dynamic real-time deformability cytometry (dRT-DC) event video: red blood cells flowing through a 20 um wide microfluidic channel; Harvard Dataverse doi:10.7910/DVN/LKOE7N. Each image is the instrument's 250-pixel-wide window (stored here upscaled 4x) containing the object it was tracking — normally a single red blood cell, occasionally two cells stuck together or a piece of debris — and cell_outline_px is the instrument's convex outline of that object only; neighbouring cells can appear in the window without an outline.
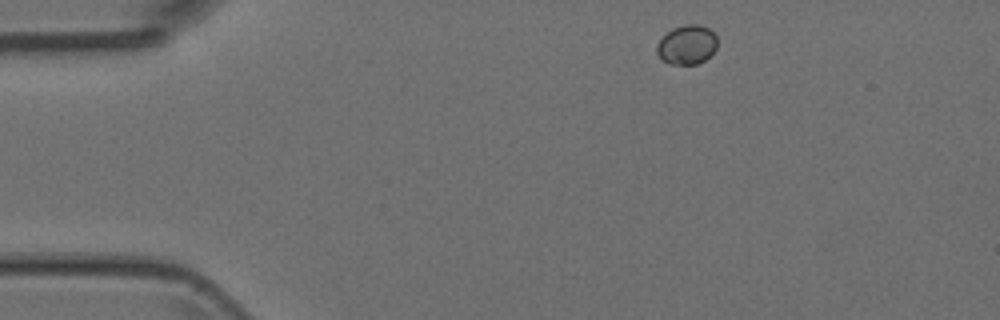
{"species": "Egyptian fruit bat (a non-hibernating species)", "species_latin": "Rousettus aegyptiacus", "temperature_condition": "room temperature", "stored_images_in_passage": 3, "camera_frame_rate_fps": 3000, "um_per_image_px": 0.085, "animal": {"sex": "female"}, "frame": {"image": 1, "passage_image": 1, "time_ms": 0.0, "image_size_px": [1000, 320], "cell_outline_px": [[716, 48], [704, 60], [696, 64], [668, 64], [660, 60], [656, 52], [656, 44], [672, 28], [684, 24], [700, 24], [708, 28], [716, 36]], "centroid_in_image_um": [58.35, 3.8], "position_along_channel_um": 26.7, "area_um2": 13.87}}
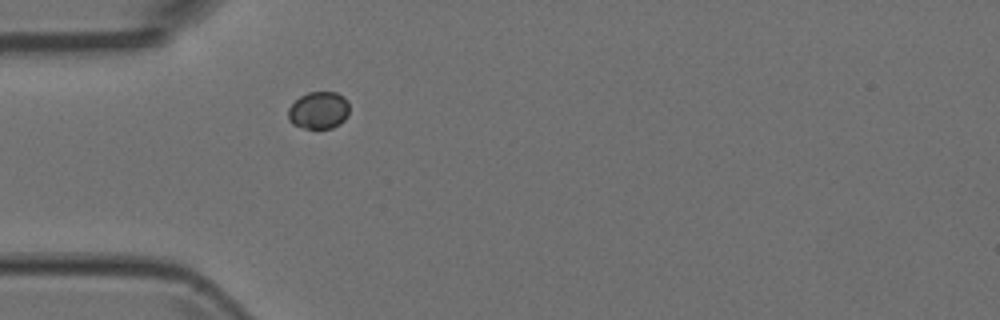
{"frame": {"image": 2, "passage_image": 3, "time_ms": 0.667, "image_size_px": [1000, 320], "cell_outline_px": [[348, 116], [340, 124], [332, 128], [304, 128], [292, 124], [288, 120], [288, 108], [300, 96], [308, 92], [336, 92], [344, 96], [348, 100]], "centroid_in_image_um": [27.09, 9.37], "position_along_channel_um": 57.9, "area_um2": 13.41}}